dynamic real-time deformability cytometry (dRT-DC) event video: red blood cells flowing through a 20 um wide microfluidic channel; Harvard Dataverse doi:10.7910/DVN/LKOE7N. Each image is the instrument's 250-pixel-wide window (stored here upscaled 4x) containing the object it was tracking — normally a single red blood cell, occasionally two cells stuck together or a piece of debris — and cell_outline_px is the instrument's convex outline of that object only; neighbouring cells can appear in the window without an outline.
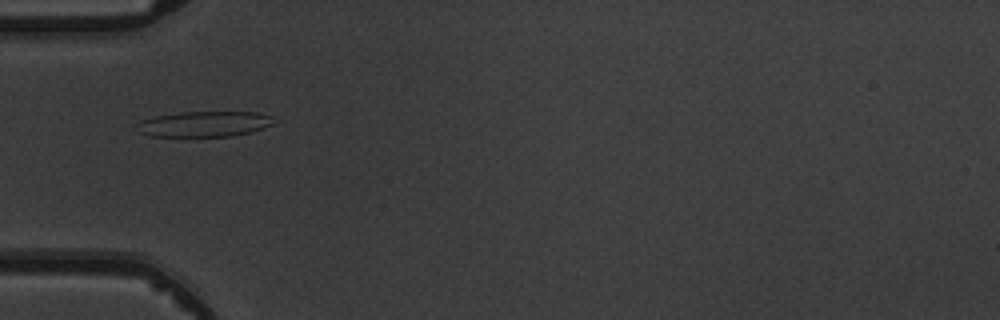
{"species": "common noctule bat (a hibernating species)", "species_latin": "Nyctalus noctula", "temperature_condition": "warm", "stored_images_in_passage": 4, "camera_frame_rate_fps": 3000, "um_per_image_px": 0.085, "animal": {"sex": "male", "body_mass_g": 19.5, "forearm_length_mm": 54.6}, "frame": {"image": 1, "passage_image": 4, "time_ms": 3.333, "image_size_px": [1000, 320], "cell_outline_px": [[276, 124], [252, 132], [232, 136], [152, 136], [136, 132], [140, 120], [156, 116], [180, 112], [260, 112], [272, 116]], "centroid_in_image_um": [17.41, 10.54], "position_along_channel_um": 67.6, "area_um2": 20.52}}